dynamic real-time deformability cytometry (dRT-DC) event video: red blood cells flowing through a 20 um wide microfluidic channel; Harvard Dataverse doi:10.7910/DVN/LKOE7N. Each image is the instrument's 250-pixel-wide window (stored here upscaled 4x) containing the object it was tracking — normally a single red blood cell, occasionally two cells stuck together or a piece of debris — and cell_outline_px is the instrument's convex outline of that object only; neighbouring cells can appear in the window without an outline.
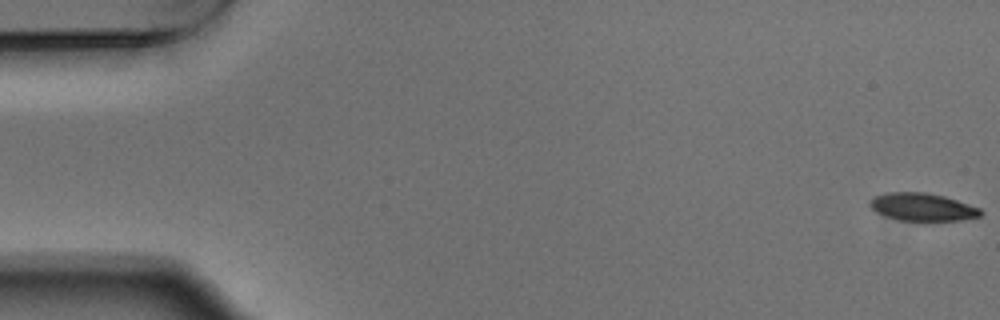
{"species": "Egyptian fruit bat (a non-hibernating species)", "species_latin": "Rousettus aegyptiacus", "temperature_condition": "warm", "stored_images_in_passage": 12, "camera_frame_rate_fps": 3000, "um_per_image_px": 0.085, "animal": {"sex": "male"}, "frame": {"image": 1, "passage_image": 1, "time_ms": 0.0, "image_size_px": [1000, 320], "cell_outline_px": [[984, 212], [980, 216], [960, 220], [924, 224], [900, 220], [884, 216], [876, 212], [868, 204], [876, 196], [888, 192], [924, 192], [944, 196], [980, 208]], "centroid_in_image_um": [78.43, 17.65], "position_along_channel_um": 6.6, "area_um2": 18.55}}
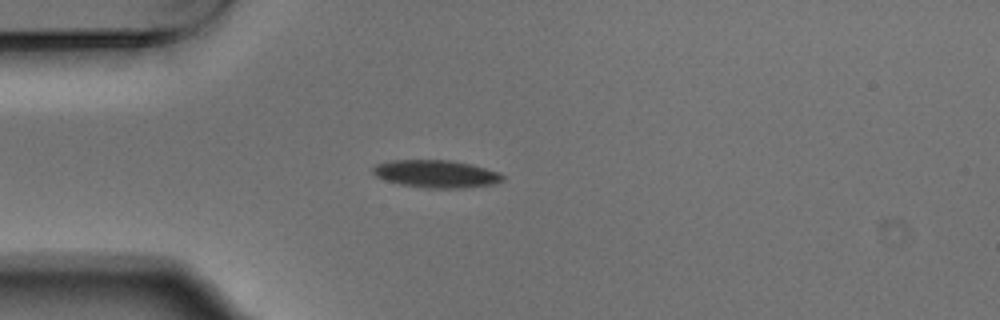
{"frame": {"image": 2, "passage_image": 12, "time_ms": 3.667, "image_size_px": [1000, 320], "cell_outline_px": [[504, 180], [496, 184], [460, 188], [424, 188], [400, 184], [376, 176], [372, 172], [372, 168], [376, 164], [392, 160], [452, 160], [472, 164], [500, 172], [504, 176]], "centroid_in_image_um": [37.12, 14.77], "position_along_channel_um": 47.9, "area_um2": 20.98}}